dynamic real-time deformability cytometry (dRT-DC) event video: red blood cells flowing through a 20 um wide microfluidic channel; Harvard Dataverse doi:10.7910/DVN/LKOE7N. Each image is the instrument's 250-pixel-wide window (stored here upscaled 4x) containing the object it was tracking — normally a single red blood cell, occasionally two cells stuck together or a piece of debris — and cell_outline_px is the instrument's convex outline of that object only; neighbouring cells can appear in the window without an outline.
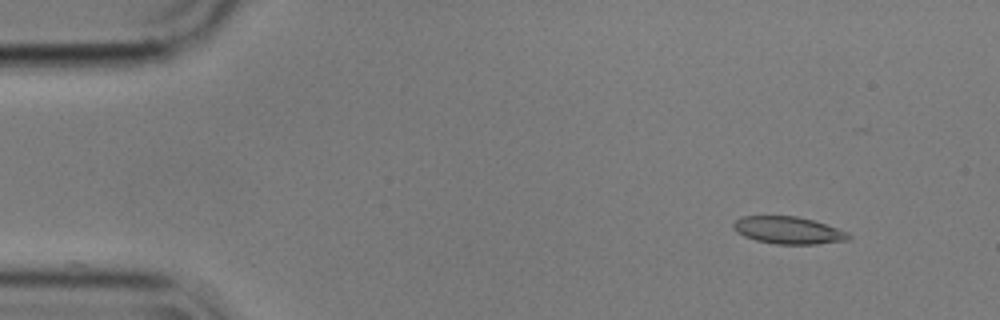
{"species": "common noctule bat (a hibernating species)", "species_latin": "Nyctalus noctula", "temperature_condition": "cold", "stored_images_in_passage": 51, "camera_frame_rate_fps": 3000, "um_per_image_px": 0.085, "animal": {"sex": "male", "body_mass_g": 17.9}, "frame": {"image": 1, "passage_image": 1, "time_ms": 0.0, "image_size_px": [1000, 320], "cell_outline_px": [[852, 236], [848, 240], [816, 244], [776, 244], [756, 240], [744, 236], [736, 232], [732, 228], [732, 224], [736, 220], [744, 216], [796, 216], [812, 220], [848, 232]], "centroid_in_image_um": [66.98, 19.58], "position_along_channel_um": 18.0, "area_um2": 18.21}}
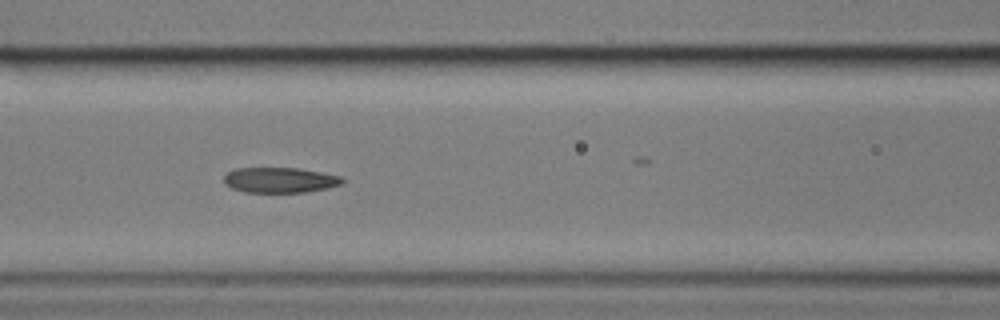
{"frame": {"image": 2, "passage_image": 19, "time_ms": 6.0, "image_size_px": [1000, 320], "cell_outline_px": [[344, 184], [328, 188], [304, 192], [244, 192], [232, 188], [224, 180], [224, 176], [228, 172], [236, 168], [296, 168], [320, 172], [340, 176], [344, 180]], "centroid_in_image_um": [23.82, 15.3], "position_along_channel_um": 142.8, "area_um2": 17.34}}
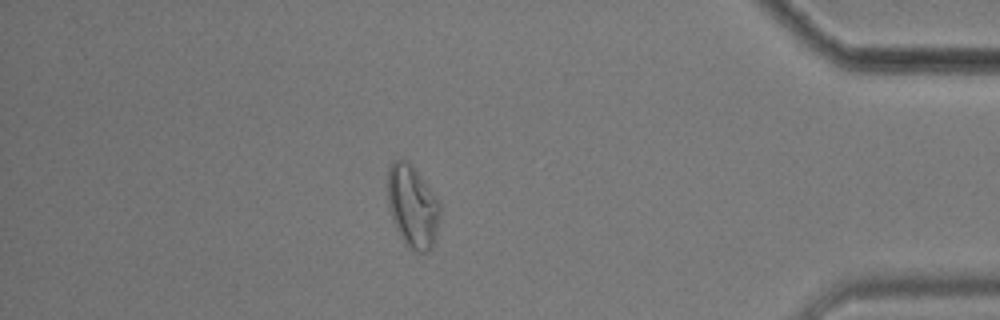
{"frame": {"image": 3, "passage_image": 44, "time_ms": 14.333, "image_size_px": [1000, 320], "cell_outline_px": [[440, 216], [432, 248], [428, 252], [416, 252], [408, 248], [404, 244], [392, 220], [388, 208], [388, 168], [392, 160], [404, 160], [420, 176], [440, 204]], "centroid_in_image_um": [35.04, 17.61], "position_along_channel_um": 400.2, "area_um2": 24.85}, "authors_computed_cell_mechanics": {"area_um2": 18.4382, "velocity_mm_per_s": 3.5537, "shape_relaxation_time_tau1_ms": null, "shape_relaxation_time_tau2_ms": 2.698, "deformation_change_tau1": null, "deformation_change_tau2": 0.0858}}